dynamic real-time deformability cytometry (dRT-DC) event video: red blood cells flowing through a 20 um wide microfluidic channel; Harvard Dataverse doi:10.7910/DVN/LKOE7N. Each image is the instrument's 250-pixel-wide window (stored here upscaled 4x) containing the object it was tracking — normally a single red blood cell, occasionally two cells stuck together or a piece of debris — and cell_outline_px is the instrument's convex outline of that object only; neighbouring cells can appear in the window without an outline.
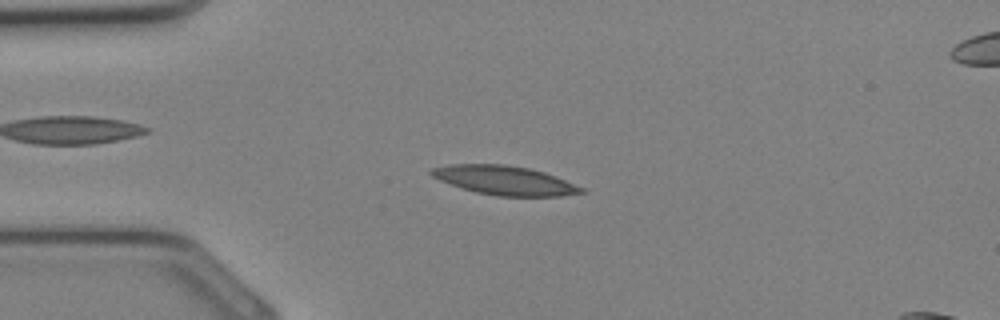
{"species": "Egyptian fruit bat (a non-hibernating species)", "species_latin": "Rousettus aegyptiacus", "temperature_condition": "cold", "stored_images_in_passage": 29, "camera_frame_rate_fps": 3000, "um_per_image_px": 0.085, "animal": {"sex": "female"}, "frame": {"image": 1, "passage_image": 3, "time_ms": 0.667, "image_size_px": [1000, 320], "cell_outline_px": [[588, 192], [560, 196], [496, 196], [476, 192], [440, 180], [432, 176], [428, 172], [432, 168], [448, 164], [504, 164], [528, 168], [544, 172], [556, 176], [584, 188]], "centroid_in_image_um": [42.92, 15.33], "position_along_channel_um": 42.1, "area_um2": 25.32}}
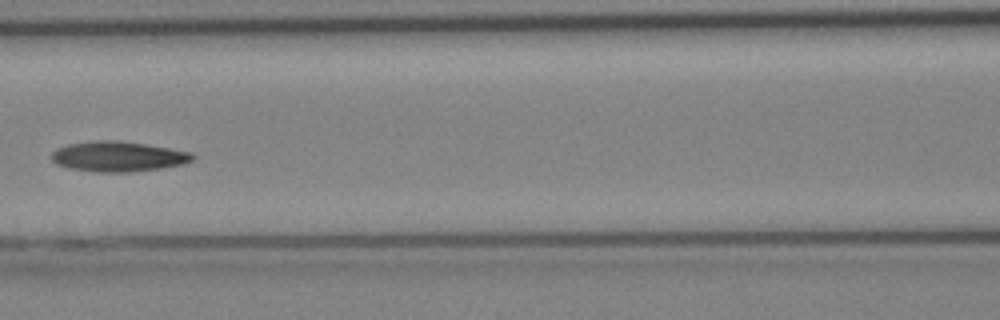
{"frame": {"image": 2, "passage_image": 10, "time_ms": 3.0, "image_size_px": [1000, 320], "cell_outline_px": [[196, 156], [192, 160], [184, 164], [160, 168], [128, 172], [96, 172], [68, 168], [56, 164], [52, 160], [52, 152], [56, 148], [68, 144], [96, 140], [120, 140], [192, 152]], "centroid_in_image_um": [10.02, 13.3], "position_along_channel_um": 156.6, "area_um2": 24.85}}
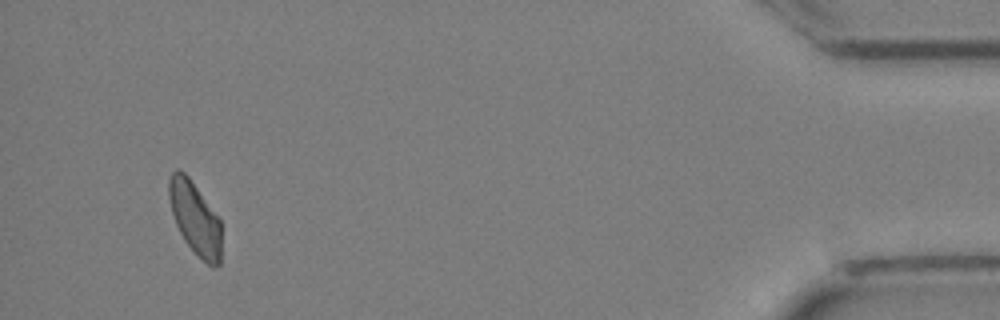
{"frame": {"image": 3, "passage_image": 27, "time_ms": 8.667, "image_size_px": [1000, 320], "cell_outline_px": [[220, 264], [212, 268], [184, 240], [176, 224], [172, 212], [168, 196], [168, 180], [172, 172], [176, 168], [184, 172], [188, 176], [220, 220]], "centroid_in_image_um": [16.55, 18.51], "position_along_channel_um": 418.6, "area_um2": 21.73}}